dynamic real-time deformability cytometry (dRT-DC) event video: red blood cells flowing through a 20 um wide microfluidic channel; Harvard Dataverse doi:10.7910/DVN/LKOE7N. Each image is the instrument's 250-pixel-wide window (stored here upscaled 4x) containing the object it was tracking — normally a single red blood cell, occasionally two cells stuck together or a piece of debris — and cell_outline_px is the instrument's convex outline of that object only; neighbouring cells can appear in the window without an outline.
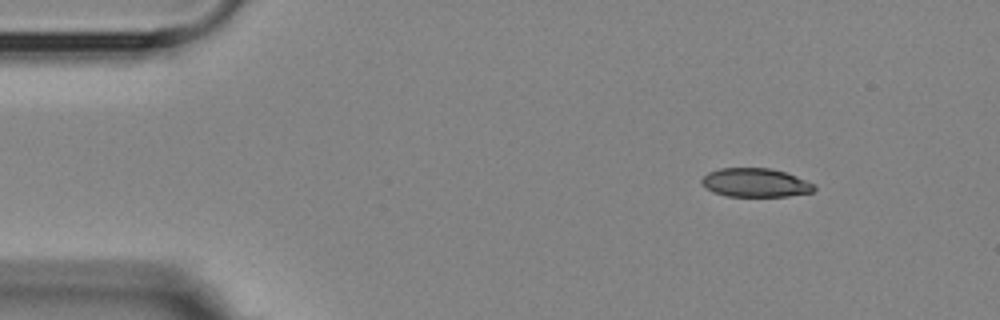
{"species": "Egyptian fruit bat (a non-hibernating species)", "species_latin": "Rousettus aegyptiacus", "temperature_condition": "room temperature", "stored_images_in_passage": 4, "camera_frame_rate_fps": 3000, "um_per_image_px": 0.085, "animal": {"sex": "female"}, "frame": {"image": 1, "passage_image": 1, "time_ms": 0.0, "image_size_px": [1000, 320], "cell_outline_px": [[816, 188], [812, 192], [788, 196], [728, 196], [712, 192], [700, 180], [708, 172], [720, 168], [772, 168], [796, 176], [816, 184]], "centroid_in_image_um": [64.24, 15.52], "position_along_channel_um": 20.8, "area_um2": 18.79}}
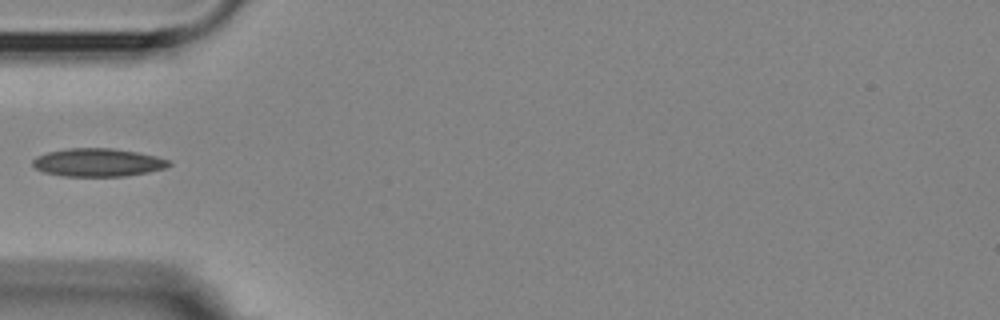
{"frame": {"image": 2, "passage_image": 4, "time_ms": 3.667, "image_size_px": [1000, 320], "cell_outline_px": [[172, 164], [164, 168], [148, 172], [124, 176], [64, 176], [44, 172], [36, 168], [32, 164], [32, 160], [36, 156], [48, 152], [68, 148], [112, 148], [136, 152], [156, 156], [168, 160]], "centroid_in_image_um": [8.3, 13.81], "position_along_channel_um": 76.7, "area_um2": 22.2}}